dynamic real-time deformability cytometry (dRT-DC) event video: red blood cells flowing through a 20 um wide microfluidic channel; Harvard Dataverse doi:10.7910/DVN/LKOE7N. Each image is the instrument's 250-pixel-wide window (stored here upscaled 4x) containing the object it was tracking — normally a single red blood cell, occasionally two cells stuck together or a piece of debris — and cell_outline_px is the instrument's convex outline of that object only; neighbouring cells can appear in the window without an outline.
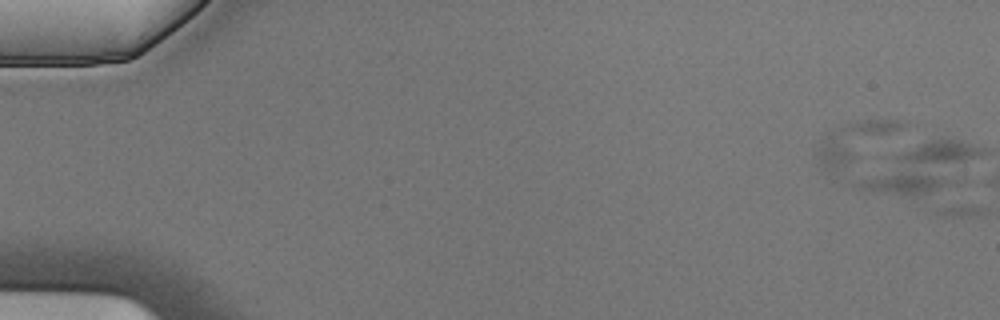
{"species": "Egyptian fruit bat (a non-hibernating species)", "species_latin": "Rousettus aegyptiacus", "temperature_condition": "cold", "stored_images_in_passage": 2, "camera_frame_rate_fps": 3000, "um_per_image_px": 0.085, "animal": {"sex": "male"}, "frame": {"image": 1, "passage_image": 1, "time_ms": 0.0, "image_size_px": [1000, 320], "cell_outline_px": [[904, 124], [900, 128], [852, 160], [844, 164], [828, 168], [812, 152], [828, 132], [832, 128], [856, 120], [896, 120]], "centroid_in_image_um": [72.5, 11.92], "position_along_channel_um": 12.5, "area_um2": 17.22}}